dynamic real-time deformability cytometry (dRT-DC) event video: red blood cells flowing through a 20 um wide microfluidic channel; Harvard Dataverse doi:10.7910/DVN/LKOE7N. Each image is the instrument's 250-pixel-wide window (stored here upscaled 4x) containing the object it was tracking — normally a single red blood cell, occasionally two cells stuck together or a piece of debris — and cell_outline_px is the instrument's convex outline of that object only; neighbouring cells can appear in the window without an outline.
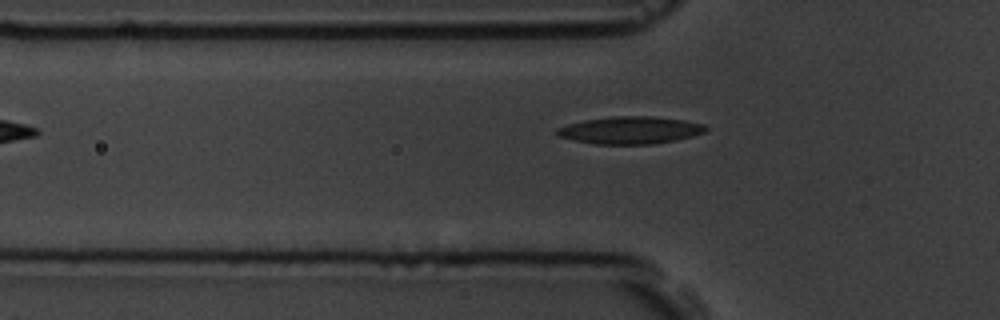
{"species": "common noctule bat (a hibernating species)", "species_latin": "Nyctalus noctula", "temperature_condition": "room temperature", "stored_images_in_passage": 2, "camera_frame_rate_fps": 3000, "um_per_image_px": 0.085, "animal": {"sex": "male", "body_mass_g": 19.5, "forearm_length_mm": 54.6}, "frame": {"image": 1, "passage_image": 2, "time_ms": 1.333, "image_size_px": [1000, 320], "cell_outline_px": [[708, 128], [704, 132], [692, 136], [676, 140], [652, 144], [596, 144], [556, 136], [556, 128], [568, 124], [584, 120], [612, 116], [652, 116], [684, 120], [704, 124]], "centroid_in_image_um": [53.56, 11.06], "position_along_channel_um": 72.2, "area_um2": 23.7}}